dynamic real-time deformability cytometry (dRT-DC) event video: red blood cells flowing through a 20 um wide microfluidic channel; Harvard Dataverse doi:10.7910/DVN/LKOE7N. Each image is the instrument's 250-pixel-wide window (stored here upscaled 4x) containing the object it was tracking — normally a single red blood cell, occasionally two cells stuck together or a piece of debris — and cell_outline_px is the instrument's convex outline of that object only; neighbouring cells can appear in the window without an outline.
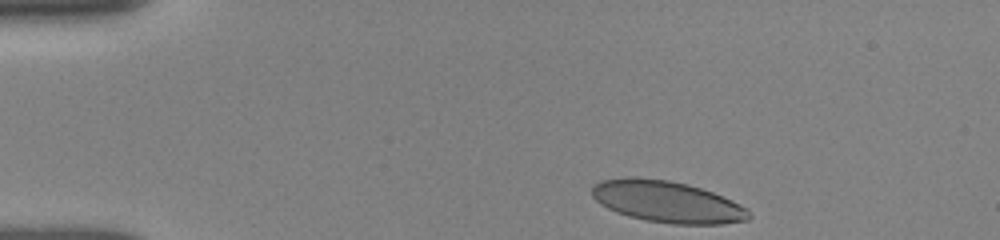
{"species": "human", "species_latin": "Homo sapiens", "temperature_condition": "room temperature", "stored_images_in_passage": 35, "camera_frame_rate_fps": 3000, "um_per_image_px": 0.085, "donor": {"sex": "female"}, "frame": {"image": 1, "passage_image": 1, "time_ms": 0.0, "image_size_px": [1000, 240], "cell_outline_px": [[752, 216], [748, 220], [720, 224], [672, 224], [644, 220], [628, 216], [616, 212], [600, 204], [592, 196], [592, 188], [600, 180], [628, 176], [636, 176], [668, 180], [688, 184], [712, 192], [732, 200], [748, 208]], "centroid_in_image_um": [56.7, 17.14], "position_along_channel_um": 28.3, "area_um2": 38.26}}
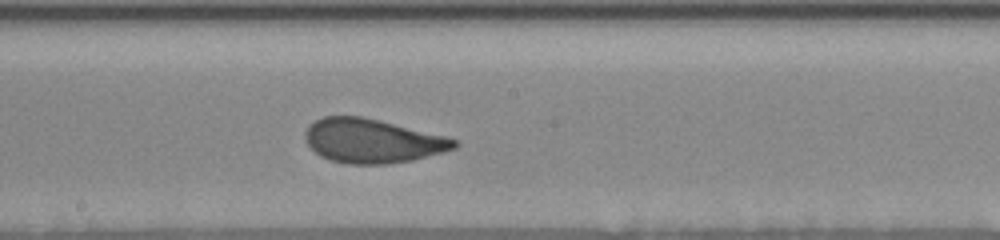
{"frame": {"image": 2, "passage_image": 21, "time_ms": 6.667, "image_size_px": [1000, 240], "cell_outline_px": [[460, 144], [456, 148], [444, 152], [412, 160], [388, 164], [348, 164], [332, 160], [320, 156], [304, 140], [304, 132], [308, 124], [324, 116], [360, 116], [448, 136], [460, 140]], "centroid_in_image_um": [31.67, 11.97], "position_along_channel_um": 216.5, "area_um2": 38.49}}
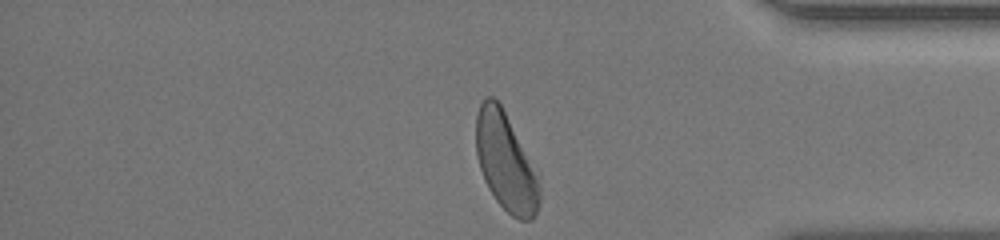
{"frame": {"image": 3, "passage_image": 35, "time_ms": 11.667, "image_size_px": [1000, 240], "cell_outline_px": [[540, 200], [536, 216], [532, 220], [520, 220], [512, 216], [496, 200], [488, 188], [484, 180], [480, 168], [476, 152], [476, 116], [480, 104], [484, 96], [492, 96], [500, 104], [540, 176]], "centroid_in_image_um": [43.01, 13.8], "position_along_channel_um": 392.2, "area_um2": 36.36}, "authors_computed_cell_mechanics": {"area_um2": 38.2636, "velocity_mm_per_s": 3.8598, "shape_relaxation_time_tau1_ms": 3.7247, "shape_relaxation_time_tau2_ms": null, "deformation_change_tau1": 0.1331, "deformation_change_tau2": null}}